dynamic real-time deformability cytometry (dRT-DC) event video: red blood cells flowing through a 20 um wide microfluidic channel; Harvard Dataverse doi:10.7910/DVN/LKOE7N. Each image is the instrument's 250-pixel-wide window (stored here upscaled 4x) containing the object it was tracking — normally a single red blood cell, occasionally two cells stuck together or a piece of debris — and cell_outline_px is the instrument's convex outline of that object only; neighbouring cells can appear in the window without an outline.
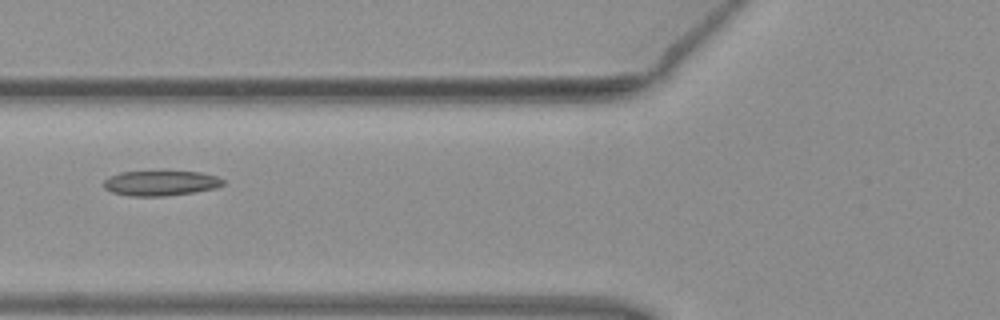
{"species": "common noctule bat (a hibernating species)", "species_latin": "Nyctalus noctula", "temperature_condition": "warm", "stored_images_in_passage": 6, "camera_frame_rate_fps": 3000, "um_per_image_px": 0.085, "animal": {"sex": "female", "body_mass_g": 19.3, "forearm_length_mm": 54.1}, "frame": {"image": 1, "passage_image": 6, "time_ms": 1.667, "image_size_px": [1000, 320], "cell_outline_px": [[224, 184], [216, 188], [192, 192], [164, 196], [128, 196], [112, 192], [104, 188], [104, 180], [108, 176], [120, 172], [164, 168], [200, 172], [216, 176], [224, 180]], "centroid_in_image_um": [13.63, 15.5], "position_along_channel_um": 112.2, "area_um2": 18.44}}